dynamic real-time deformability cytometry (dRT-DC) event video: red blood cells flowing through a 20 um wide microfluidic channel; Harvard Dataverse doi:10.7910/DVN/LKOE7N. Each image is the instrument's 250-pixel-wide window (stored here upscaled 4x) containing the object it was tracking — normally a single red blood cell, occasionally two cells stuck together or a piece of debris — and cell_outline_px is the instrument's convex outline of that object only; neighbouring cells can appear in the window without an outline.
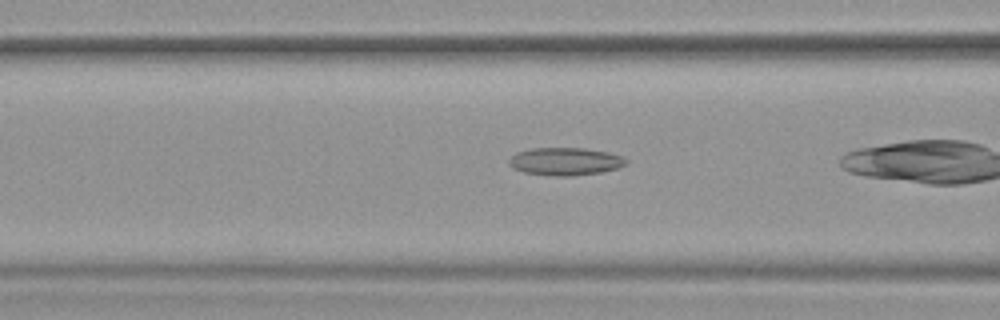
{"species": "common noctule bat (a hibernating species)", "species_latin": "Nyctalus noctula", "temperature_condition": "warm", "stored_images_in_passage": 37, "camera_frame_rate_fps": 3000, "um_per_image_px": 0.085, "animal": {"sex": "female", "body_mass_g": 19.9}, "frame": {"image": 1, "passage_image": 16, "time_ms": 5.0, "image_size_px": [1000, 320], "cell_outline_px": [[628, 164], [616, 168], [600, 172], [572, 176], [552, 176], [524, 172], [512, 168], [508, 164], [508, 160], [516, 152], [532, 148], [584, 148], [608, 152], [624, 156], [628, 160]], "centroid_in_image_um": [48.05, 13.72], "position_along_channel_um": 118.6, "area_um2": 19.07}}